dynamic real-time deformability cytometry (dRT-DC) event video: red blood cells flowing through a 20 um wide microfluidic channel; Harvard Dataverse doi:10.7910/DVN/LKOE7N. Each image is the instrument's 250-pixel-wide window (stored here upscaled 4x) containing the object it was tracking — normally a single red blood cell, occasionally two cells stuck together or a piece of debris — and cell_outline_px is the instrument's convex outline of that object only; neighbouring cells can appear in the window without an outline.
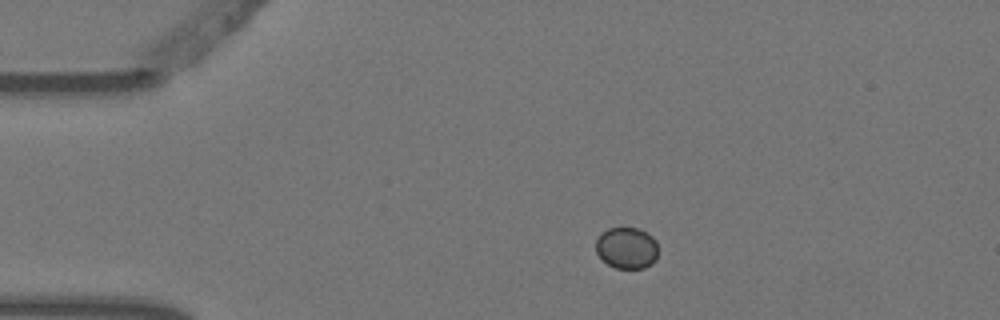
{"species": "Egyptian fruit bat (a non-hibernating species)", "species_latin": "Rousettus aegyptiacus", "temperature_condition": "warm", "stored_images_in_passage": 6, "camera_frame_rate_fps": 3000, "um_per_image_px": 0.085, "animal": {"sex": "female"}, "frame": {"image": 1, "passage_image": 2, "time_ms": 0.333, "image_size_px": [1000, 320], "cell_outline_px": [[656, 260], [652, 264], [644, 268], [616, 268], [608, 264], [596, 252], [596, 240], [608, 228], [636, 228], [652, 236], [656, 240]], "centroid_in_image_um": [53.28, 21.09], "position_along_channel_um": 31.7, "area_um2": 14.8}}
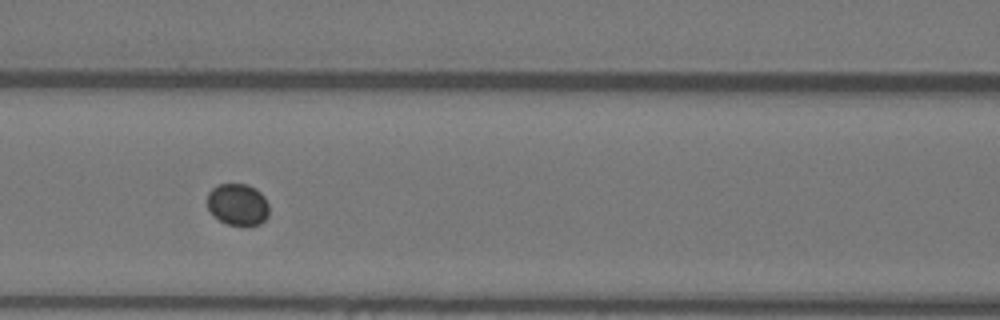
{"frame": {"image": 2, "passage_image": 5, "time_ms": 1.333, "image_size_px": [1000, 320], "cell_outline_px": [[268, 216], [260, 224], [228, 224], [212, 216], [208, 208], [208, 192], [212, 188], [220, 184], [248, 184], [256, 188], [264, 196], [268, 204]], "centroid_in_image_um": [20.2, 17.36], "position_along_channel_um": 146.4, "area_um2": 14.97}}
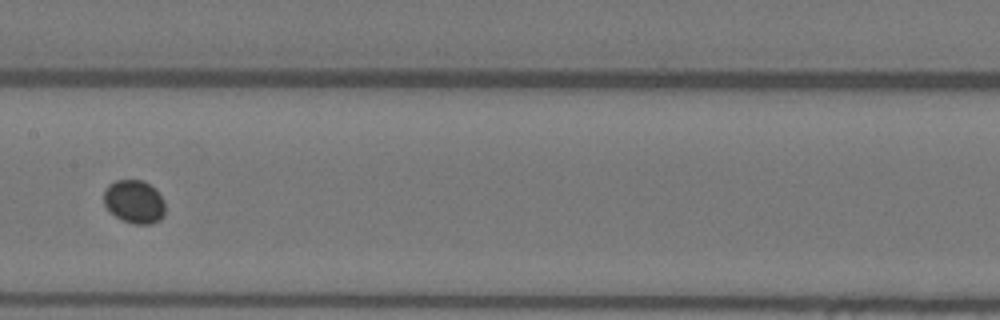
{"frame": {"image": 3, "passage_image": 6, "time_ms": 1.667, "image_size_px": [1000, 320], "cell_outline_px": [[164, 216], [160, 220], [152, 224], [136, 224], [124, 220], [108, 212], [104, 204], [104, 188], [108, 184], [116, 180], [144, 180], [156, 188], [164, 200]], "centroid_in_image_um": [11.41, 17.13], "position_along_channel_um": 196.0, "area_um2": 15.78}}